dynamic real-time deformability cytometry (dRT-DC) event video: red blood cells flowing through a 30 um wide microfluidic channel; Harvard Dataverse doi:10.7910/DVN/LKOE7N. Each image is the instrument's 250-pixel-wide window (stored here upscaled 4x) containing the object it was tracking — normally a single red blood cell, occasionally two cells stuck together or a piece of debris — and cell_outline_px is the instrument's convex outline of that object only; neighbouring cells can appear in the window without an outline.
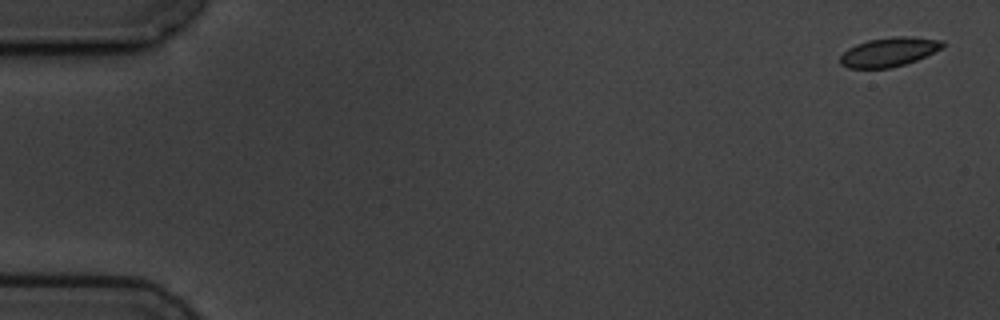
{"species": "common noctule bat (a hibernating species)", "species_latin": "Nyctalus noctula", "temperature_condition": "cold", "stored_images_in_passage": 4, "camera_frame_rate_fps": 3000, "um_per_image_px": 0.085, "animal": {"sex": "male", "body_mass_g": 19.5, "forearm_length_mm": 54.6}, "frame": {"image": 1, "passage_image": 1, "time_ms": 0.0, "image_size_px": [1000, 320], "cell_outline_px": [[948, 44], [944, 48], [916, 60], [904, 64], [888, 68], [848, 68], [840, 64], [840, 56], [848, 48], [856, 44], [868, 40], [896, 36], [912, 36], [944, 40]], "centroid_in_image_um": [75.62, 4.4], "position_along_channel_um": 9.4, "area_um2": 17.57}}
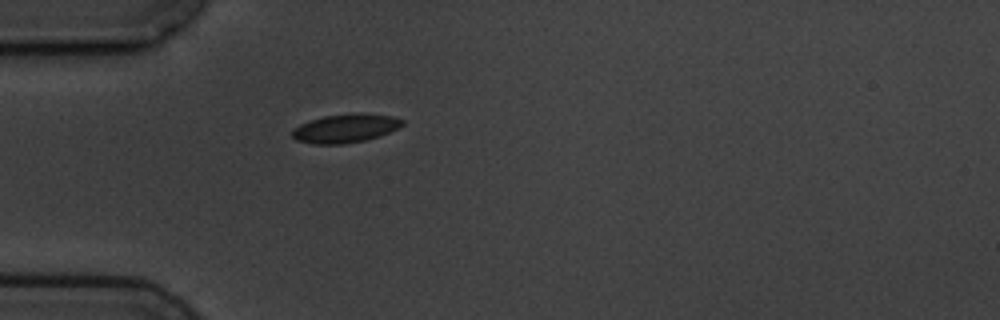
{"frame": {"image": 2, "passage_image": 4, "time_ms": 5.0, "image_size_px": [1000, 320], "cell_outline_px": [[404, 124], [380, 136], [364, 140], [344, 144], [312, 144], [296, 140], [292, 136], [292, 132], [300, 124], [324, 116], [360, 112], [392, 116], [404, 120]], "centroid_in_image_um": [29.37, 10.9], "position_along_channel_um": 55.6, "area_um2": 18.26}}